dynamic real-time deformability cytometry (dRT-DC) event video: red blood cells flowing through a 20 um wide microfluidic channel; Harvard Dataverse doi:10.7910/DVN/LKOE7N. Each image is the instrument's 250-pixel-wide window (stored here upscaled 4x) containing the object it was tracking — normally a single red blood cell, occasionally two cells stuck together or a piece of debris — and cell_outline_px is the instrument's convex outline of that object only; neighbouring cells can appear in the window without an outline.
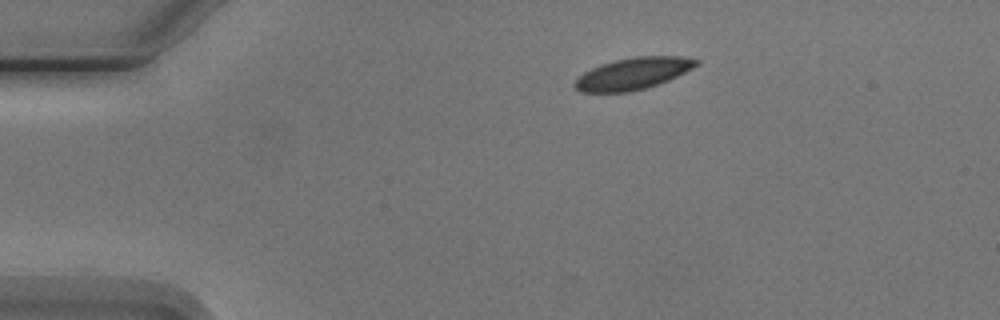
{"species": "Egyptian fruit bat (a non-hibernating species)", "species_latin": "Rousettus aegyptiacus", "temperature_condition": "cold", "stored_images_in_passage": 4, "camera_frame_rate_fps": 3000, "um_per_image_px": 0.085, "animal": {"sex": "male"}, "frame": {"image": 1, "passage_image": 1, "time_ms": 0.0, "image_size_px": [1000, 320], "cell_outline_px": [[700, 64], [660, 84], [628, 92], [580, 92], [572, 84], [584, 72], [600, 64], [616, 60], [636, 56], [680, 56], [700, 60]], "centroid_in_image_um": [53.81, 6.25], "position_along_channel_um": 31.2, "area_um2": 22.37}}
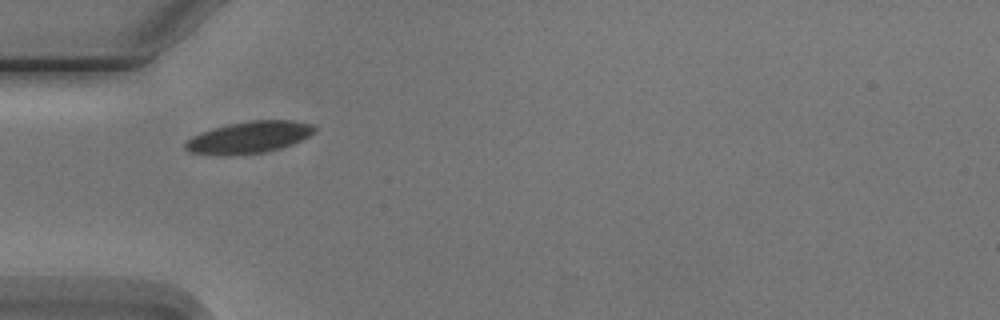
{"frame": {"image": 2, "passage_image": 3, "time_ms": 2.333, "image_size_px": [1000, 320], "cell_outline_px": [[316, 132], [292, 144], [280, 148], [264, 152], [224, 156], [188, 152], [184, 148], [184, 144], [192, 136], [200, 132], [228, 124], [252, 120], [292, 120], [312, 124], [316, 128]], "centroid_in_image_um": [21.15, 11.67], "position_along_channel_um": 63.8, "area_um2": 23.99}}
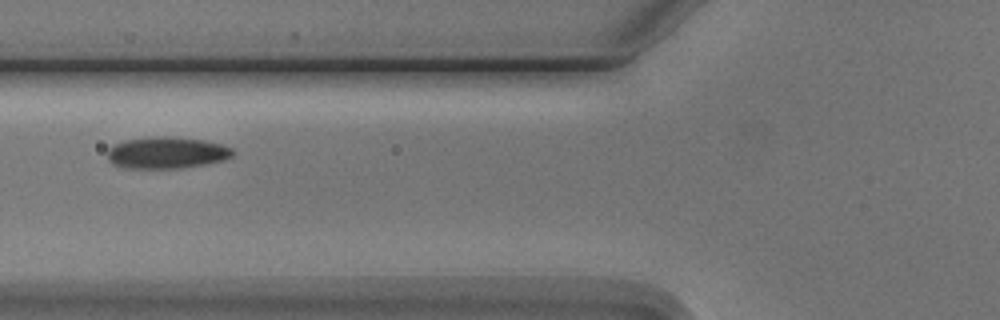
{"frame": {"image": 3, "passage_image": 4, "time_ms": 3.667, "image_size_px": [1000, 320], "cell_outline_px": [[232, 156], [224, 160], [208, 164], [180, 168], [124, 168], [112, 164], [108, 160], [108, 148], [112, 144], [124, 140], [152, 136], [168, 136], [204, 140], [220, 144], [232, 148]], "centroid_in_image_um": [14.13, 12.98], "position_along_channel_um": 111.7, "area_um2": 23.35}}